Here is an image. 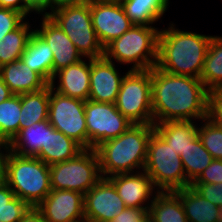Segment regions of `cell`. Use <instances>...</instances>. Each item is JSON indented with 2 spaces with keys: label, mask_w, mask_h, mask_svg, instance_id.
Segmentation results:
<instances>
[{
  "label": "cell",
  "mask_w": 222,
  "mask_h": 222,
  "mask_svg": "<svg viewBox=\"0 0 222 222\" xmlns=\"http://www.w3.org/2000/svg\"><path fill=\"white\" fill-rule=\"evenodd\" d=\"M200 79L208 90L222 88V36H212Z\"/></svg>",
  "instance_id": "obj_29"
},
{
  "label": "cell",
  "mask_w": 222,
  "mask_h": 222,
  "mask_svg": "<svg viewBox=\"0 0 222 222\" xmlns=\"http://www.w3.org/2000/svg\"><path fill=\"white\" fill-rule=\"evenodd\" d=\"M47 222H85L84 194L52 189L37 206Z\"/></svg>",
  "instance_id": "obj_14"
},
{
  "label": "cell",
  "mask_w": 222,
  "mask_h": 222,
  "mask_svg": "<svg viewBox=\"0 0 222 222\" xmlns=\"http://www.w3.org/2000/svg\"><path fill=\"white\" fill-rule=\"evenodd\" d=\"M29 208L4 181L0 183V221L19 222Z\"/></svg>",
  "instance_id": "obj_32"
},
{
  "label": "cell",
  "mask_w": 222,
  "mask_h": 222,
  "mask_svg": "<svg viewBox=\"0 0 222 222\" xmlns=\"http://www.w3.org/2000/svg\"><path fill=\"white\" fill-rule=\"evenodd\" d=\"M153 222H188L181 199L173 192H157L149 210Z\"/></svg>",
  "instance_id": "obj_27"
},
{
  "label": "cell",
  "mask_w": 222,
  "mask_h": 222,
  "mask_svg": "<svg viewBox=\"0 0 222 222\" xmlns=\"http://www.w3.org/2000/svg\"><path fill=\"white\" fill-rule=\"evenodd\" d=\"M135 222H153L151 214L149 211H147L141 218H139Z\"/></svg>",
  "instance_id": "obj_44"
},
{
  "label": "cell",
  "mask_w": 222,
  "mask_h": 222,
  "mask_svg": "<svg viewBox=\"0 0 222 222\" xmlns=\"http://www.w3.org/2000/svg\"><path fill=\"white\" fill-rule=\"evenodd\" d=\"M191 186L205 199L222 209V182L217 184L191 183Z\"/></svg>",
  "instance_id": "obj_36"
},
{
  "label": "cell",
  "mask_w": 222,
  "mask_h": 222,
  "mask_svg": "<svg viewBox=\"0 0 222 222\" xmlns=\"http://www.w3.org/2000/svg\"><path fill=\"white\" fill-rule=\"evenodd\" d=\"M50 85L31 93L21 94L20 129L48 120Z\"/></svg>",
  "instance_id": "obj_26"
},
{
  "label": "cell",
  "mask_w": 222,
  "mask_h": 222,
  "mask_svg": "<svg viewBox=\"0 0 222 222\" xmlns=\"http://www.w3.org/2000/svg\"><path fill=\"white\" fill-rule=\"evenodd\" d=\"M114 104L133 124H153L151 69L128 70Z\"/></svg>",
  "instance_id": "obj_8"
},
{
  "label": "cell",
  "mask_w": 222,
  "mask_h": 222,
  "mask_svg": "<svg viewBox=\"0 0 222 222\" xmlns=\"http://www.w3.org/2000/svg\"><path fill=\"white\" fill-rule=\"evenodd\" d=\"M49 9L48 12H46ZM53 10V0H24V16L27 18L30 13L49 15Z\"/></svg>",
  "instance_id": "obj_38"
},
{
  "label": "cell",
  "mask_w": 222,
  "mask_h": 222,
  "mask_svg": "<svg viewBox=\"0 0 222 222\" xmlns=\"http://www.w3.org/2000/svg\"><path fill=\"white\" fill-rule=\"evenodd\" d=\"M48 120L55 130L88 149L85 101L62 95L50 86Z\"/></svg>",
  "instance_id": "obj_10"
},
{
  "label": "cell",
  "mask_w": 222,
  "mask_h": 222,
  "mask_svg": "<svg viewBox=\"0 0 222 222\" xmlns=\"http://www.w3.org/2000/svg\"><path fill=\"white\" fill-rule=\"evenodd\" d=\"M21 94L0 103V138L8 145L20 131Z\"/></svg>",
  "instance_id": "obj_31"
},
{
  "label": "cell",
  "mask_w": 222,
  "mask_h": 222,
  "mask_svg": "<svg viewBox=\"0 0 222 222\" xmlns=\"http://www.w3.org/2000/svg\"><path fill=\"white\" fill-rule=\"evenodd\" d=\"M116 62L101 58H91L90 93L88 100L115 103L123 75L117 71Z\"/></svg>",
  "instance_id": "obj_17"
},
{
  "label": "cell",
  "mask_w": 222,
  "mask_h": 222,
  "mask_svg": "<svg viewBox=\"0 0 222 222\" xmlns=\"http://www.w3.org/2000/svg\"><path fill=\"white\" fill-rule=\"evenodd\" d=\"M3 181V149H0V183Z\"/></svg>",
  "instance_id": "obj_45"
},
{
  "label": "cell",
  "mask_w": 222,
  "mask_h": 222,
  "mask_svg": "<svg viewBox=\"0 0 222 222\" xmlns=\"http://www.w3.org/2000/svg\"><path fill=\"white\" fill-rule=\"evenodd\" d=\"M50 127L49 120H44L20 129L19 133L7 145V148L17 155L35 157L40 152L41 147L45 146L46 131Z\"/></svg>",
  "instance_id": "obj_24"
},
{
  "label": "cell",
  "mask_w": 222,
  "mask_h": 222,
  "mask_svg": "<svg viewBox=\"0 0 222 222\" xmlns=\"http://www.w3.org/2000/svg\"><path fill=\"white\" fill-rule=\"evenodd\" d=\"M153 125L207 118L208 89L201 79L151 69Z\"/></svg>",
  "instance_id": "obj_1"
},
{
  "label": "cell",
  "mask_w": 222,
  "mask_h": 222,
  "mask_svg": "<svg viewBox=\"0 0 222 222\" xmlns=\"http://www.w3.org/2000/svg\"><path fill=\"white\" fill-rule=\"evenodd\" d=\"M171 23L167 29L165 26L160 29L156 67L171 74L200 79L212 36L182 31Z\"/></svg>",
  "instance_id": "obj_2"
},
{
  "label": "cell",
  "mask_w": 222,
  "mask_h": 222,
  "mask_svg": "<svg viewBox=\"0 0 222 222\" xmlns=\"http://www.w3.org/2000/svg\"><path fill=\"white\" fill-rule=\"evenodd\" d=\"M196 121H167L154 125V131L180 155L198 137Z\"/></svg>",
  "instance_id": "obj_23"
},
{
  "label": "cell",
  "mask_w": 222,
  "mask_h": 222,
  "mask_svg": "<svg viewBox=\"0 0 222 222\" xmlns=\"http://www.w3.org/2000/svg\"><path fill=\"white\" fill-rule=\"evenodd\" d=\"M84 148L74 139L65 136L51 126L46 131L45 146L35 156L45 164L52 165L75 158Z\"/></svg>",
  "instance_id": "obj_21"
},
{
  "label": "cell",
  "mask_w": 222,
  "mask_h": 222,
  "mask_svg": "<svg viewBox=\"0 0 222 222\" xmlns=\"http://www.w3.org/2000/svg\"><path fill=\"white\" fill-rule=\"evenodd\" d=\"M19 222H47L37 207H30Z\"/></svg>",
  "instance_id": "obj_40"
},
{
  "label": "cell",
  "mask_w": 222,
  "mask_h": 222,
  "mask_svg": "<svg viewBox=\"0 0 222 222\" xmlns=\"http://www.w3.org/2000/svg\"><path fill=\"white\" fill-rule=\"evenodd\" d=\"M85 118L88 132V149H95L103 142L117 138L133 123L114 103L85 101Z\"/></svg>",
  "instance_id": "obj_11"
},
{
  "label": "cell",
  "mask_w": 222,
  "mask_h": 222,
  "mask_svg": "<svg viewBox=\"0 0 222 222\" xmlns=\"http://www.w3.org/2000/svg\"><path fill=\"white\" fill-rule=\"evenodd\" d=\"M0 8L11 9L24 15V0H0Z\"/></svg>",
  "instance_id": "obj_41"
},
{
  "label": "cell",
  "mask_w": 222,
  "mask_h": 222,
  "mask_svg": "<svg viewBox=\"0 0 222 222\" xmlns=\"http://www.w3.org/2000/svg\"><path fill=\"white\" fill-rule=\"evenodd\" d=\"M173 192L181 199L188 222H222V209L191 185Z\"/></svg>",
  "instance_id": "obj_20"
},
{
  "label": "cell",
  "mask_w": 222,
  "mask_h": 222,
  "mask_svg": "<svg viewBox=\"0 0 222 222\" xmlns=\"http://www.w3.org/2000/svg\"><path fill=\"white\" fill-rule=\"evenodd\" d=\"M126 208L114 184L101 178L84 194L85 222H109Z\"/></svg>",
  "instance_id": "obj_13"
},
{
  "label": "cell",
  "mask_w": 222,
  "mask_h": 222,
  "mask_svg": "<svg viewBox=\"0 0 222 222\" xmlns=\"http://www.w3.org/2000/svg\"><path fill=\"white\" fill-rule=\"evenodd\" d=\"M25 20H28L22 13L0 8V40L3 37L17 29Z\"/></svg>",
  "instance_id": "obj_34"
},
{
  "label": "cell",
  "mask_w": 222,
  "mask_h": 222,
  "mask_svg": "<svg viewBox=\"0 0 222 222\" xmlns=\"http://www.w3.org/2000/svg\"><path fill=\"white\" fill-rule=\"evenodd\" d=\"M29 21H24L17 29L0 40V67L21 59L27 42L34 32Z\"/></svg>",
  "instance_id": "obj_28"
},
{
  "label": "cell",
  "mask_w": 222,
  "mask_h": 222,
  "mask_svg": "<svg viewBox=\"0 0 222 222\" xmlns=\"http://www.w3.org/2000/svg\"><path fill=\"white\" fill-rule=\"evenodd\" d=\"M89 1H121V0H89Z\"/></svg>",
  "instance_id": "obj_47"
},
{
  "label": "cell",
  "mask_w": 222,
  "mask_h": 222,
  "mask_svg": "<svg viewBox=\"0 0 222 222\" xmlns=\"http://www.w3.org/2000/svg\"><path fill=\"white\" fill-rule=\"evenodd\" d=\"M222 182V160L214 159L192 183L217 184Z\"/></svg>",
  "instance_id": "obj_37"
},
{
  "label": "cell",
  "mask_w": 222,
  "mask_h": 222,
  "mask_svg": "<svg viewBox=\"0 0 222 222\" xmlns=\"http://www.w3.org/2000/svg\"><path fill=\"white\" fill-rule=\"evenodd\" d=\"M90 12L93 28L104 48L134 25L120 1H90Z\"/></svg>",
  "instance_id": "obj_12"
},
{
  "label": "cell",
  "mask_w": 222,
  "mask_h": 222,
  "mask_svg": "<svg viewBox=\"0 0 222 222\" xmlns=\"http://www.w3.org/2000/svg\"><path fill=\"white\" fill-rule=\"evenodd\" d=\"M149 208H129L126 207L119 215L109 222H135L141 218Z\"/></svg>",
  "instance_id": "obj_39"
},
{
  "label": "cell",
  "mask_w": 222,
  "mask_h": 222,
  "mask_svg": "<svg viewBox=\"0 0 222 222\" xmlns=\"http://www.w3.org/2000/svg\"><path fill=\"white\" fill-rule=\"evenodd\" d=\"M0 75L14 95L37 92L49 85L21 59L1 66Z\"/></svg>",
  "instance_id": "obj_19"
},
{
  "label": "cell",
  "mask_w": 222,
  "mask_h": 222,
  "mask_svg": "<svg viewBox=\"0 0 222 222\" xmlns=\"http://www.w3.org/2000/svg\"><path fill=\"white\" fill-rule=\"evenodd\" d=\"M86 59L84 57L85 61L82 59L54 73L49 84L51 88L62 95L87 101L90 93L91 58L87 59L89 61ZM57 78L58 83L55 82Z\"/></svg>",
  "instance_id": "obj_18"
},
{
  "label": "cell",
  "mask_w": 222,
  "mask_h": 222,
  "mask_svg": "<svg viewBox=\"0 0 222 222\" xmlns=\"http://www.w3.org/2000/svg\"><path fill=\"white\" fill-rule=\"evenodd\" d=\"M21 60L50 84L53 78V52L35 31L27 42Z\"/></svg>",
  "instance_id": "obj_22"
},
{
  "label": "cell",
  "mask_w": 222,
  "mask_h": 222,
  "mask_svg": "<svg viewBox=\"0 0 222 222\" xmlns=\"http://www.w3.org/2000/svg\"><path fill=\"white\" fill-rule=\"evenodd\" d=\"M39 27L34 31L53 52V75L84 58L66 33L48 15L42 17Z\"/></svg>",
  "instance_id": "obj_16"
},
{
  "label": "cell",
  "mask_w": 222,
  "mask_h": 222,
  "mask_svg": "<svg viewBox=\"0 0 222 222\" xmlns=\"http://www.w3.org/2000/svg\"><path fill=\"white\" fill-rule=\"evenodd\" d=\"M200 123L197 132L202 145L214 159L222 160V128L207 118Z\"/></svg>",
  "instance_id": "obj_33"
},
{
  "label": "cell",
  "mask_w": 222,
  "mask_h": 222,
  "mask_svg": "<svg viewBox=\"0 0 222 222\" xmlns=\"http://www.w3.org/2000/svg\"><path fill=\"white\" fill-rule=\"evenodd\" d=\"M7 147V144L0 138V149H4Z\"/></svg>",
  "instance_id": "obj_46"
},
{
  "label": "cell",
  "mask_w": 222,
  "mask_h": 222,
  "mask_svg": "<svg viewBox=\"0 0 222 222\" xmlns=\"http://www.w3.org/2000/svg\"><path fill=\"white\" fill-rule=\"evenodd\" d=\"M120 3L135 25L147 26L161 20L169 6V0H121Z\"/></svg>",
  "instance_id": "obj_25"
},
{
  "label": "cell",
  "mask_w": 222,
  "mask_h": 222,
  "mask_svg": "<svg viewBox=\"0 0 222 222\" xmlns=\"http://www.w3.org/2000/svg\"><path fill=\"white\" fill-rule=\"evenodd\" d=\"M153 132V124H132L117 138L98 145L94 150L98 155L102 177L144 170L148 142Z\"/></svg>",
  "instance_id": "obj_3"
},
{
  "label": "cell",
  "mask_w": 222,
  "mask_h": 222,
  "mask_svg": "<svg viewBox=\"0 0 222 222\" xmlns=\"http://www.w3.org/2000/svg\"><path fill=\"white\" fill-rule=\"evenodd\" d=\"M144 171L159 192L176 191L191 185L186 179L180 155L155 131L148 142Z\"/></svg>",
  "instance_id": "obj_6"
},
{
  "label": "cell",
  "mask_w": 222,
  "mask_h": 222,
  "mask_svg": "<svg viewBox=\"0 0 222 222\" xmlns=\"http://www.w3.org/2000/svg\"><path fill=\"white\" fill-rule=\"evenodd\" d=\"M159 33L154 26L134 24L104 48V57L120 65L131 63L130 70L152 69L157 63Z\"/></svg>",
  "instance_id": "obj_5"
},
{
  "label": "cell",
  "mask_w": 222,
  "mask_h": 222,
  "mask_svg": "<svg viewBox=\"0 0 222 222\" xmlns=\"http://www.w3.org/2000/svg\"><path fill=\"white\" fill-rule=\"evenodd\" d=\"M207 119L222 128V88L208 90Z\"/></svg>",
  "instance_id": "obj_35"
},
{
  "label": "cell",
  "mask_w": 222,
  "mask_h": 222,
  "mask_svg": "<svg viewBox=\"0 0 222 222\" xmlns=\"http://www.w3.org/2000/svg\"><path fill=\"white\" fill-rule=\"evenodd\" d=\"M108 179L114 184L119 196L129 208H149L155 195L159 192L144 170L117 174L109 176Z\"/></svg>",
  "instance_id": "obj_15"
},
{
  "label": "cell",
  "mask_w": 222,
  "mask_h": 222,
  "mask_svg": "<svg viewBox=\"0 0 222 222\" xmlns=\"http://www.w3.org/2000/svg\"><path fill=\"white\" fill-rule=\"evenodd\" d=\"M49 169L51 189L85 194L102 178L94 149H84L75 158L52 164Z\"/></svg>",
  "instance_id": "obj_9"
},
{
  "label": "cell",
  "mask_w": 222,
  "mask_h": 222,
  "mask_svg": "<svg viewBox=\"0 0 222 222\" xmlns=\"http://www.w3.org/2000/svg\"><path fill=\"white\" fill-rule=\"evenodd\" d=\"M180 158L186 174V179L192 183L214 160L211 154L204 148L199 137H197L184 152H181Z\"/></svg>",
  "instance_id": "obj_30"
},
{
  "label": "cell",
  "mask_w": 222,
  "mask_h": 222,
  "mask_svg": "<svg viewBox=\"0 0 222 222\" xmlns=\"http://www.w3.org/2000/svg\"><path fill=\"white\" fill-rule=\"evenodd\" d=\"M89 2V0H53V9L67 5H78Z\"/></svg>",
  "instance_id": "obj_42"
},
{
  "label": "cell",
  "mask_w": 222,
  "mask_h": 222,
  "mask_svg": "<svg viewBox=\"0 0 222 222\" xmlns=\"http://www.w3.org/2000/svg\"><path fill=\"white\" fill-rule=\"evenodd\" d=\"M3 178L15 196L37 207L51 192L50 169L41 159L3 149Z\"/></svg>",
  "instance_id": "obj_4"
},
{
  "label": "cell",
  "mask_w": 222,
  "mask_h": 222,
  "mask_svg": "<svg viewBox=\"0 0 222 222\" xmlns=\"http://www.w3.org/2000/svg\"><path fill=\"white\" fill-rule=\"evenodd\" d=\"M48 16L66 33L83 57L104 56V47L93 28L90 1L53 9Z\"/></svg>",
  "instance_id": "obj_7"
},
{
  "label": "cell",
  "mask_w": 222,
  "mask_h": 222,
  "mask_svg": "<svg viewBox=\"0 0 222 222\" xmlns=\"http://www.w3.org/2000/svg\"><path fill=\"white\" fill-rule=\"evenodd\" d=\"M12 95H14L9 87L4 83L2 76L0 75V103L9 99Z\"/></svg>",
  "instance_id": "obj_43"
}]
</instances>
